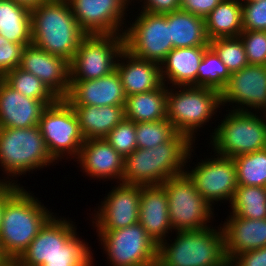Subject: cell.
<instances>
[{"label":"cell","instance_id":"2e32d148","mask_svg":"<svg viewBox=\"0 0 266 266\" xmlns=\"http://www.w3.org/2000/svg\"><path fill=\"white\" fill-rule=\"evenodd\" d=\"M236 103L235 110L263 109L266 113V65H251L231 73L226 87L221 91V104ZM244 105V106H243ZM242 106V107H241ZM252 108V109H251Z\"/></svg>","mask_w":266,"mask_h":266},{"label":"cell","instance_id":"e575fe53","mask_svg":"<svg viewBox=\"0 0 266 266\" xmlns=\"http://www.w3.org/2000/svg\"><path fill=\"white\" fill-rule=\"evenodd\" d=\"M137 148H154L168 140H172L177 134L173 124L164 119L154 122H136Z\"/></svg>","mask_w":266,"mask_h":266},{"label":"cell","instance_id":"7402d4cb","mask_svg":"<svg viewBox=\"0 0 266 266\" xmlns=\"http://www.w3.org/2000/svg\"><path fill=\"white\" fill-rule=\"evenodd\" d=\"M77 159L82 170L90 177L118 179L122 182L124 157L105 138L85 140Z\"/></svg>","mask_w":266,"mask_h":266},{"label":"cell","instance_id":"d6986e66","mask_svg":"<svg viewBox=\"0 0 266 266\" xmlns=\"http://www.w3.org/2000/svg\"><path fill=\"white\" fill-rule=\"evenodd\" d=\"M76 233L72 221L70 223L53 215L39 230L24 253L14 261L17 264L43 265L46 260L58 254Z\"/></svg>","mask_w":266,"mask_h":266},{"label":"cell","instance_id":"b9f144b4","mask_svg":"<svg viewBox=\"0 0 266 266\" xmlns=\"http://www.w3.org/2000/svg\"><path fill=\"white\" fill-rule=\"evenodd\" d=\"M229 264L232 266H266V246L239 253Z\"/></svg>","mask_w":266,"mask_h":266},{"label":"cell","instance_id":"4dcf8cb0","mask_svg":"<svg viewBox=\"0 0 266 266\" xmlns=\"http://www.w3.org/2000/svg\"><path fill=\"white\" fill-rule=\"evenodd\" d=\"M230 204L237 217L266 219V187L239 185Z\"/></svg>","mask_w":266,"mask_h":266},{"label":"cell","instance_id":"60d3db41","mask_svg":"<svg viewBox=\"0 0 266 266\" xmlns=\"http://www.w3.org/2000/svg\"><path fill=\"white\" fill-rule=\"evenodd\" d=\"M26 45L9 42L0 35V78L8 71L20 66Z\"/></svg>","mask_w":266,"mask_h":266},{"label":"cell","instance_id":"7c38bea8","mask_svg":"<svg viewBox=\"0 0 266 266\" xmlns=\"http://www.w3.org/2000/svg\"><path fill=\"white\" fill-rule=\"evenodd\" d=\"M123 30L124 49L133 56L160 64L173 49L168 18L164 14L141 11Z\"/></svg>","mask_w":266,"mask_h":266},{"label":"cell","instance_id":"d6a6232c","mask_svg":"<svg viewBox=\"0 0 266 266\" xmlns=\"http://www.w3.org/2000/svg\"><path fill=\"white\" fill-rule=\"evenodd\" d=\"M238 185L266 187V148L233 158Z\"/></svg>","mask_w":266,"mask_h":266},{"label":"cell","instance_id":"e0dca14e","mask_svg":"<svg viewBox=\"0 0 266 266\" xmlns=\"http://www.w3.org/2000/svg\"><path fill=\"white\" fill-rule=\"evenodd\" d=\"M19 67L37 76L59 99L67 97L70 67L65 58L31 44L24 47Z\"/></svg>","mask_w":266,"mask_h":266},{"label":"cell","instance_id":"7dc6e473","mask_svg":"<svg viewBox=\"0 0 266 266\" xmlns=\"http://www.w3.org/2000/svg\"><path fill=\"white\" fill-rule=\"evenodd\" d=\"M0 266H9V260L3 255L0 248Z\"/></svg>","mask_w":266,"mask_h":266},{"label":"cell","instance_id":"74e56055","mask_svg":"<svg viewBox=\"0 0 266 266\" xmlns=\"http://www.w3.org/2000/svg\"><path fill=\"white\" fill-rule=\"evenodd\" d=\"M105 140L125 158L137 149L135 122L124 118L108 133Z\"/></svg>","mask_w":266,"mask_h":266},{"label":"cell","instance_id":"836d02e7","mask_svg":"<svg viewBox=\"0 0 266 266\" xmlns=\"http://www.w3.org/2000/svg\"><path fill=\"white\" fill-rule=\"evenodd\" d=\"M231 73L215 50L209 46L198 67L197 86L222 91L230 79Z\"/></svg>","mask_w":266,"mask_h":266},{"label":"cell","instance_id":"5bb4252c","mask_svg":"<svg viewBox=\"0 0 266 266\" xmlns=\"http://www.w3.org/2000/svg\"><path fill=\"white\" fill-rule=\"evenodd\" d=\"M80 28L87 35H123L127 0H67ZM123 18V19H122ZM120 31V32H119ZM122 32V33H121Z\"/></svg>","mask_w":266,"mask_h":266},{"label":"cell","instance_id":"4fadbf2b","mask_svg":"<svg viewBox=\"0 0 266 266\" xmlns=\"http://www.w3.org/2000/svg\"><path fill=\"white\" fill-rule=\"evenodd\" d=\"M217 158L198 162L191 171H185L197 191L212 206L214 201L229 200L237 189V171L233 158L216 154Z\"/></svg>","mask_w":266,"mask_h":266},{"label":"cell","instance_id":"8992f818","mask_svg":"<svg viewBox=\"0 0 266 266\" xmlns=\"http://www.w3.org/2000/svg\"><path fill=\"white\" fill-rule=\"evenodd\" d=\"M53 162L55 160L47 150L38 125L29 128L0 127V166L7 177H17Z\"/></svg>","mask_w":266,"mask_h":266},{"label":"cell","instance_id":"ac0fdd59","mask_svg":"<svg viewBox=\"0 0 266 266\" xmlns=\"http://www.w3.org/2000/svg\"><path fill=\"white\" fill-rule=\"evenodd\" d=\"M65 100L71 106L125 105L126 95L117 70L91 80H70V90Z\"/></svg>","mask_w":266,"mask_h":266},{"label":"cell","instance_id":"3957f363","mask_svg":"<svg viewBox=\"0 0 266 266\" xmlns=\"http://www.w3.org/2000/svg\"><path fill=\"white\" fill-rule=\"evenodd\" d=\"M21 187L5 204L0 248L9 260L19 258L39 230L53 216L41 202Z\"/></svg>","mask_w":266,"mask_h":266},{"label":"cell","instance_id":"f907efd6","mask_svg":"<svg viewBox=\"0 0 266 266\" xmlns=\"http://www.w3.org/2000/svg\"><path fill=\"white\" fill-rule=\"evenodd\" d=\"M144 266H159L158 263H152V264H147V265H144Z\"/></svg>","mask_w":266,"mask_h":266},{"label":"cell","instance_id":"603a6c76","mask_svg":"<svg viewBox=\"0 0 266 266\" xmlns=\"http://www.w3.org/2000/svg\"><path fill=\"white\" fill-rule=\"evenodd\" d=\"M226 220L221 229L228 262L239 253L266 246V219H246L232 214Z\"/></svg>","mask_w":266,"mask_h":266},{"label":"cell","instance_id":"c3c4849f","mask_svg":"<svg viewBox=\"0 0 266 266\" xmlns=\"http://www.w3.org/2000/svg\"><path fill=\"white\" fill-rule=\"evenodd\" d=\"M9 266H43V265L17 264L14 260H11L9 261Z\"/></svg>","mask_w":266,"mask_h":266},{"label":"cell","instance_id":"681fc988","mask_svg":"<svg viewBox=\"0 0 266 266\" xmlns=\"http://www.w3.org/2000/svg\"><path fill=\"white\" fill-rule=\"evenodd\" d=\"M262 0H240L241 3H254V2H259Z\"/></svg>","mask_w":266,"mask_h":266},{"label":"cell","instance_id":"cb8c5ba5","mask_svg":"<svg viewBox=\"0 0 266 266\" xmlns=\"http://www.w3.org/2000/svg\"><path fill=\"white\" fill-rule=\"evenodd\" d=\"M119 59H123V62ZM119 59L116 70L126 97L155 90L163 84L160 64L135 57L125 49L119 55Z\"/></svg>","mask_w":266,"mask_h":266},{"label":"cell","instance_id":"ba28073f","mask_svg":"<svg viewBox=\"0 0 266 266\" xmlns=\"http://www.w3.org/2000/svg\"><path fill=\"white\" fill-rule=\"evenodd\" d=\"M168 198L172 230H201L209 227L214 210L197 191L186 172L170 177L161 184Z\"/></svg>","mask_w":266,"mask_h":266},{"label":"cell","instance_id":"d4e9b609","mask_svg":"<svg viewBox=\"0 0 266 266\" xmlns=\"http://www.w3.org/2000/svg\"><path fill=\"white\" fill-rule=\"evenodd\" d=\"M208 47L173 48L160 63L163 83H172V88L177 85L197 86L198 67Z\"/></svg>","mask_w":266,"mask_h":266},{"label":"cell","instance_id":"7bdbcfd3","mask_svg":"<svg viewBox=\"0 0 266 266\" xmlns=\"http://www.w3.org/2000/svg\"><path fill=\"white\" fill-rule=\"evenodd\" d=\"M222 0H180V9L205 18Z\"/></svg>","mask_w":266,"mask_h":266},{"label":"cell","instance_id":"6da1fadb","mask_svg":"<svg viewBox=\"0 0 266 266\" xmlns=\"http://www.w3.org/2000/svg\"><path fill=\"white\" fill-rule=\"evenodd\" d=\"M194 141L178 133L154 148H137L124 158L122 183L141 186L161 185L170 177L184 173Z\"/></svg>","mask_w":266,"mask_h":266},{"label":"cell","instance_id":"f6af8a7d","mask_svg":"<svg viewBox=\"0 0 266 266\" xmlns=\"http://www.w3.org/2000/svg\"><path fill=\"white\" fill-rule=\"evenodd\" d=\"M15 181L12 179H9V181L7 179L0 180V229L3 223L6 202L21 188Z\"/></svg>","mask_w":266,"mask_h":266},{"label":"cell","instance_id":"9c48e42d","mask_svg":"<svg viewBox=\"0 0 266 266\" xmlns=\"http://www.w3.org/2000/svg\"><path fill=\"white\" fill-rule=\"evenodd\" d=\"M38 127L54 160H61L64 154L78 158L85 138L72 106L65 99L44 109Z\"/></svg>","mask_w":266,"mask_h":266},{"label":"cell","instance_id":"9a60e30c","mask_svg":"<svg viewBox=\"0 0 266 266\" xmlns=\"http://www.w3.org/2000/svg\"><path fill=\"white\" fill-rule=\"evenodd\" d=\"M141 185L119 183L113 187L95 214L97 231L115 230L138 223Z\"/></svg>","mask_w":266,"mask_h":266},{"label":"cell","instance_id":"83f0119b","mask_svg":"<svg viewBox=\"0 0 266 266\" xmlns=\"http://www.w3.org/2000/svg\"><path fill=\"white\" fill-rule=\"evenodd\" d=\"M167 87L126 97L125 119L133 122H154L167 119Z\"/></svg>","mask_w":266,"mask_h":266},{"label":"cell","instance_id":"52a82bcc","mask_svg":"<svg viewBox=\"0 0 266 266\" xmlns=\"http://www.w3.org/2000/svg\"><path fill=\"white\" fill-rule=\"evenodd\" d=\"M212 133V146L218 155L234 158L266 148V113L263 118L251 111L229 110ZM214 134V135H213Z\"/></svg>","mask_w":266,"mask_h":266},{"label":"cell","instance_id":"484cf974","mask_svg":"<svg viewBox=\"0 0 266 266\" xmlns=\"http://www.w3.org/2000/svg\"><path fill=\"white\" fill-rule=\"evenodd\" d=\"M125 105L119 106H72L80 125V130L87 139H103L125 118Z\"/></svg>","mask_w":266,"mask_h":266},{"label":"cell","instance_id":"f546056e","mask_svg":"<svg viewBox=\"0 0 266 266\" xmlns=\"http://www.w3.org/2000/svg\"><path fill=\"white\" fill-rule=\"evenodd\" d=\"M0 35L9 42L31 45V11L13 0H0Z\"/></svg>","mask_w":266,"mask_h":266},{"label":"cell","instance_id":"ee69618b","mask_svg":"<svg viewBox=\"0 0 266 266\" xmlns=\"http://www.w3.org/2000/svg\"><path fill=\"white\" fill-rule=\"evenodd\" d=\"M143 3L142 11L152 14H165L180 10V0H144Z\"/></svg>","mask_w":266,"mask_h":266},{"label":"cell","instance_id":"f35d334b","mask_svg":"<svg viewBox=\"0 0 266 266\" xmlns=\"http://www.w3.org/2000/svg\"><path fill=\"white\" fill-rule=\"evenodd\" d=\"M241 38L248 64L266 65V31L243 30Z\"/></svg>","mask_w":266,"mask_h":266},{"label":"cell","instance_id":"30bf717a","mask_svg":"<svg viewBox=\"0 0 266 266\" xmlns=\"http://www.w3.org/2000/svg\"><path fill=\"white\" fill-rule=\"evenodd\" d=\"M123 49V35H86L69 62L70 80H91L110 74L116 70Z\"/></svg>","mask_w":266,"mask_h":266},{"label":"cell","instance_id":"d590c367","mask_svg":"<svg viewBox=\"0 0 266 266\" xmlns=\"http://www.w3.org/2000/svg\"><path fill=\"white\" fill-rule=\"evenodd\" d=\"M77 233L60 249L58 254L46 260L43 266H92V252Z\"/></svg>","mask_w":266,"mask_h":266},{"label":"cell","instance_id":"277c9868","mask_svg":"<svg viewBox=\"0 0 266 266\" xmlns=\"http://www.w3.org/2000/svg\"><path fill=\"white\" fill-rule=\"evenodd\" d=\"M171 244L158 245L159 266H226L224 235L221 227L177 231Z\"/></svg>","mask_w":266,"mask_h":266},{"label":"cell","instance_id":"8d00e7d4","mask_svg":"<svg viewBox=\"0 0 266 266\" xmlns=\"http://www.w3.org/2000/svg\"><path fill=\"white\" fill-rule=\"evenodd\" d=\"M209 45L219 55L230 73L240 71L249 65L240 37L216 38L210 40Z\"/></svg>","mask_w":266,"mask_h":266},{"label":"cell","instance_id":"f1b7e54d","mask_svg":"<svg viewBox=\"0 0 266 266\" xmlns=\"http://www.w3.org/2000/svg\"><path fill=\"white\" fill-rule=\"evenodd\" d=\"M207 38L239 37L243 31L240 0H222L206 17Z\"/></svg>","mask_w":266,"mask_h":266},{"label":"cell","instance_id":"44dd1931","mask_svg":"<svg viewBox=\"0 0 266 266\" xmlns=\"http://www.w3.org/2000/svg\"><path fill=\"white\" fill-rule=\"evenodd\" d=\"M138 222L157 245L172 232L168 198L162 185L141 186Z\"/></svg>","mask_w":266,"mask_h":266},{"label":"cell","instance_id":"5b68a950","mask_svg":"<svg viewBox=\"0 0 266 266\" xmlns=\"http://www.w3.org/2000/svg\"><path fill=\"white\" fill-rule=\"evenodd\" d=\"M176 88L180 90L174 92L167 86V119L178 133L188 136L195 142L194 132L209 122L216 114V109L222 105L221 92L209 87L192 85L175 86Z\"/></svg>","mask_w":266,"mask_h":266},{"label":"cell","instance_id":"4316f807","mask_svg":"<svg viewBox=\"0 0 266 266\" xmlns=\"http://www.w3.org/2000/svg\"><path fill=\"white\" fill-rule=\"evenodd\" d=\"M164 15L168 18L173 48L210 46L205 29V18L181 9Z\"/></svg>","mask_w":266,"mask_h":266},{"label":"cell","instance_id":"8fae6325","mask_svg":"<svg viewBox=\"0 0 266 266\" xmlns=\"http://www.w3.org/2000/svg\"><path fill=\"white\" fill-rule=\"evenodd\" d=\"M97 232L112 266H144L157 262L158 245L139 222L121 229Z\"/></svg>","mask_w":266,"mask_h":266},{"label":"cell","instance_id":"ab89813d","mask_svg":"<svg viewBox=\"0 0 266 266\" xmlns=\"http://www.w3.org/2000/svg\"><path fill=\"white\" fill-rule=\"evenodd\" d=\"M243 30L266 31V0L242 3Z\"/></svg>","mask_w":266,"mask_h":266},{"label":"cell","instance_id":"ffe728a7","mask_svg":"<svg viewBox=\"0 0 266 266\" xmlns=\"http://www.w3.org/2000/svg\"><path fill=\"white\" fill-rule=\"evenodd\" d=\"M47 105L28 98L0 78V127L29 128L37 126Z\"/></svg>","mask_w":266,"mask_h":266},{"label":"cell","instance_id":"7a4b0ae2","mask_svg":"<svg viewBox=\"0 0 266 266\" xmlns=\"http://www.w3.org/2000/svg\"><path fill=\"white\" fill-rule=\"evenodd\" d=\"M32 44L71 61L87 35L67 0H48L31 10Z\"/></svg>","mask_w":266,"mask_h":266},{"label":"cell","instance_id":"bcb514c9","mask_svg":"<svg viewBox=\"0 0 266 266\" xmlns=\"http://www.w3.org/2000/svg\"><path fill=\"white\" fill-rule=\"evenodd\" d=\"M19 6L25 7L30 11L47 2L48 0H13Z\"/></svg>","mask_w":266,"mask_h":266},{"label":"cell","instance_id":"1f68e13d","mask_svg":"<svg viewBox=\"0 0 266 266\" xmlns=\"http://www.w3.org/2000/svg\"><path fill=\"white\" fill-rule=\"evenodd\" d=\"M1 78L22 95L31 99L41 100L47 106L59 100L37 76L28 73L20 67L6 72Z\"/></svg>","mask_w":266,"mask_h":266}]
</instances>
